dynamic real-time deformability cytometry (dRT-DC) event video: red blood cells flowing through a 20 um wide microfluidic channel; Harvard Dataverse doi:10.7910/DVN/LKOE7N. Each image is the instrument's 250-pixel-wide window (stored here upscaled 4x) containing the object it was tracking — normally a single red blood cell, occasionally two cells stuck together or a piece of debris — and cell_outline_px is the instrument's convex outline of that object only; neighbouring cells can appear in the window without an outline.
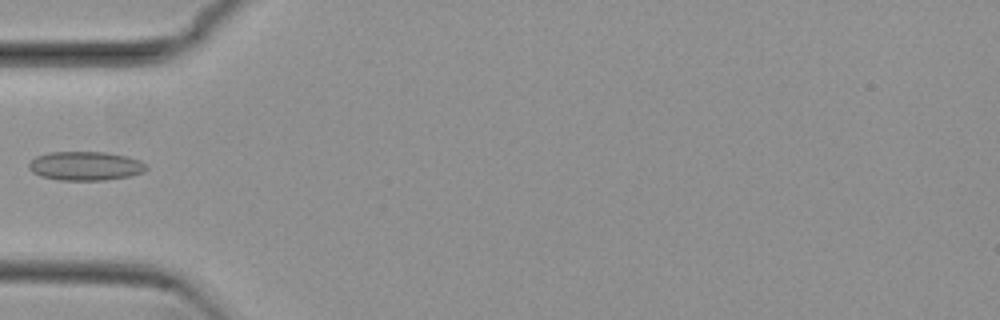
{"species": "common noctule bat (a hibernating species)", "species_latin": "Nyctalus noctula", "temperature_condition": "cold", "stored_images_in_passage": 37, "camera_frame_rate_fps": 3000, "um_per_image_px": 0.085, "animal": {"sex": "female", "body_mass_g": 29.2, "forearm_length_mm": 56.3}, "frame": {"image": 1, "passage_image": 1, "time_ms": 0.0, "image_size_px": [1000, 320], "cell_outline_px": [[148, 168], [144, 172], [128, 176], [104, 180], [60, 180], [40, 176], [32, 172], [28, 168], [28, 164], [36, 156], [48, 152], [104, 152], [128, 156], [140, 160]], "centroid_in_image_um": [7.24, 14.1], "position_along_channel_um": 77.8, "area_um2": 19.83}}
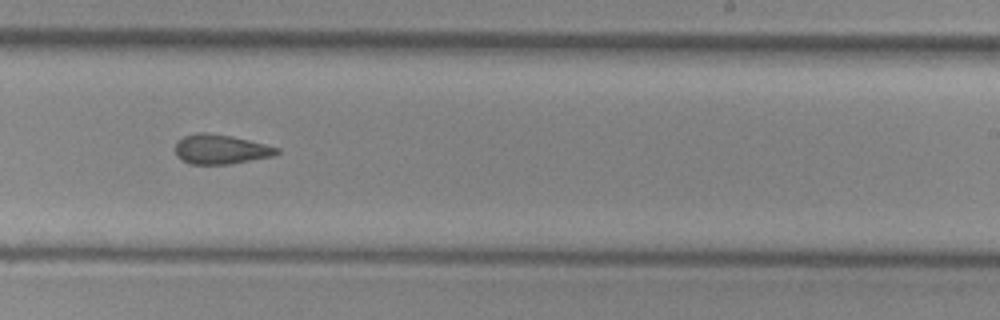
{"frame": {"image": 2, "passage_image": 16, "time_ms": 5.0, "image_size_px": [1000, 320], "cell_outline_px": [[280, 152], [272, 156], [228, 164], [188, 164], [180, 160], [176, 156], [176, 140], [184, 136], [196, 132], [204, 132], [232, 136], [280, 148]], "centroid_in_image_um": [18.7, 12.69], "position_along_channel_um": 270.3, "area_um2": 17.51}}
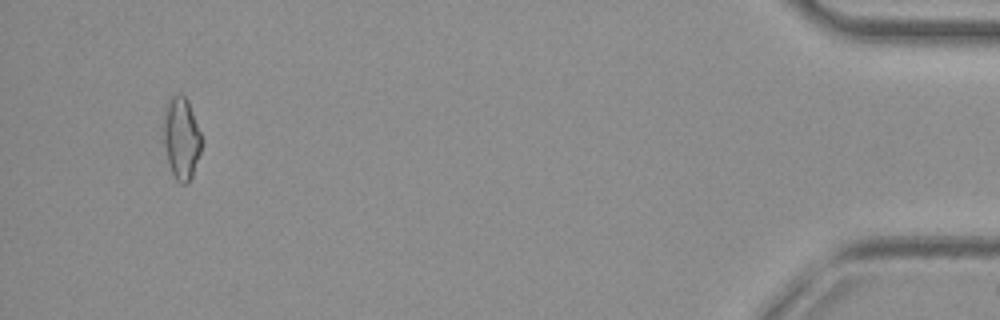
{"frame": {"image": 3, "passage_image": 34, "time_ms": 11.0, "image_size_px": [1000, 320], "cell_outline_px": [[204, 140], [192, 176], [188, 184], [180, 184], [176, 180], [168, 164], [164, 144], [164, 120], [168, 100], [172, 96], [180, 92], [188, 100]], "centroid_in_image_um": [15.44, 11.76], "position_along_channel_um": 419.8, "area_um2": 18.32}}